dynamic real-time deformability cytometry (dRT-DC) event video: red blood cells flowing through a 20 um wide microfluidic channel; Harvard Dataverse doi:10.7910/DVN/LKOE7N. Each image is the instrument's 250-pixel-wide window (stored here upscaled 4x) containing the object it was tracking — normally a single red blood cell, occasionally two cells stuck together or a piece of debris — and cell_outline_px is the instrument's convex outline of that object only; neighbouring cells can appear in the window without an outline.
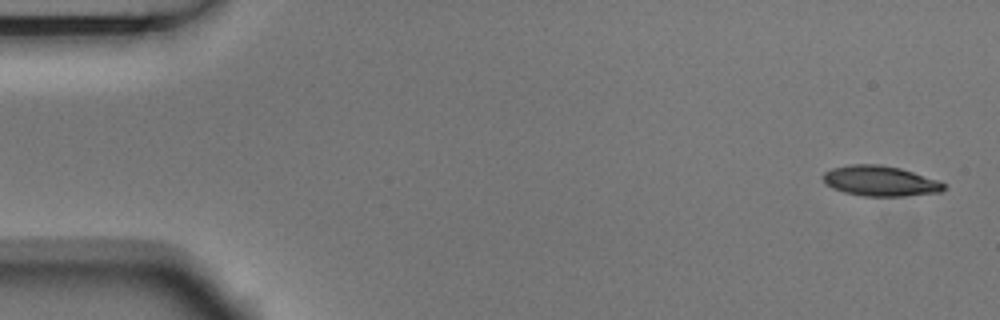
{"species": "Egyptian fruit bat (a non-hibernating species)", "species_latin": "Rousettus aegyptiacus", "temperature_condition": "room temperature", "stored_images_in_passage": 5, "camera_frame_rate_fps": 3000, "um_per_image_px": 0.085, "animal": {"sex": "male"}, "frame": {"image": 1, "passage_image": 1, "time_ms": 0.0, "image_size_px": [1000, 320], "cell_outline_px": [[944, 188], [940, 192], [904, 196], [864, 196], [844, 192], [832, 188], [824, 184], [820, 176], [824, 172], [832, 168], [848, 164], [880, 164], [900, 168], [940, 180], [944, 184]], "centroid_in_image_um": [74.76, 15.37], "position_along_channel_um": 10.2, "area_um2": 21.56}}
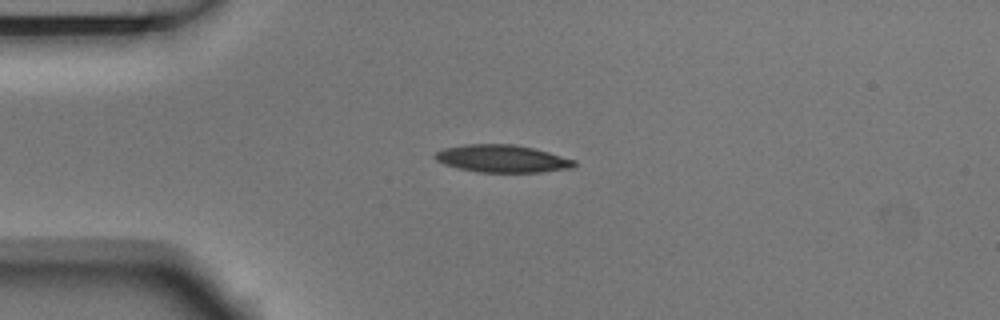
{"frame": {"image": 2, "passage_image": 4, "time_ms": 1.0, "image_size_px": [1000, 320], "cell_outline_px": [[576, 164], [572, 168], [540, 172], [480, 172], [460, 168], [444, 164], [436, 160], [432, 156], [436, 152], [444, 148], [464, 144], [512, 144], [532, 148], [548, 152], [576, 160]], "centroid_in_image_um": [42.67, 13.48], "position_along_channel_um": 42.3, "area_um2": 22.2}}